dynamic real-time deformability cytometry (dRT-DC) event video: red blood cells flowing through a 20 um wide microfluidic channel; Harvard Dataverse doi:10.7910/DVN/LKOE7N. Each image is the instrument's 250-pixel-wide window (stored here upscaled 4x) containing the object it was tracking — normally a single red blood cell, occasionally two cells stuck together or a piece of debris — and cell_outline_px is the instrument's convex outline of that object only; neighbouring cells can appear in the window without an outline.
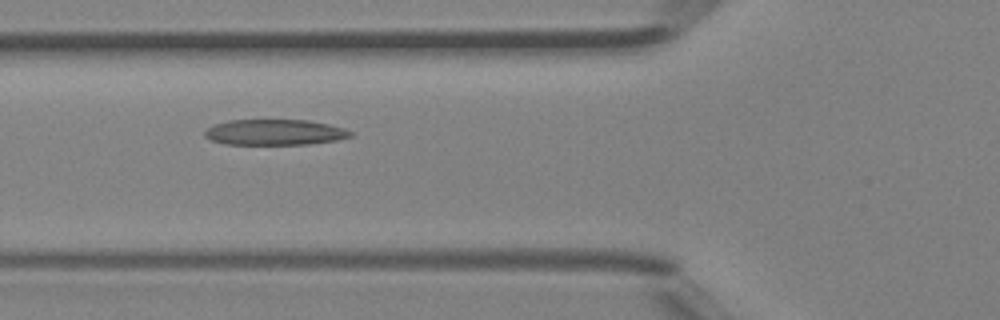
{"species": "Egyptian fruit bat (a non-hibernating species)", "species_latin": "Rousettus aegyptiacus", "temperature_condition": "room temperature", "stored_images_in_passage": 5, "camera_frame_rate_fps": 3000, "um_per_image_px": 0.085, "animal": {"sex": "female"}, "frame": {"image": 1, "passage_image": 5, "time_ms": 1.333, "image_size_px": [1000, 320], "cell_outline_px": [[352, 136], [336, 140], [308, 144], [224, 144], [212, 140], [204, 136], [204, 132], [212, 124], [228, 120], [308, 120], [328, 124], [344, 128], [352, 132]], "centroid_in_image_um": [23.33, 11.24], "position_along_channel_um": 102.5, "area_um2": 21.79}}